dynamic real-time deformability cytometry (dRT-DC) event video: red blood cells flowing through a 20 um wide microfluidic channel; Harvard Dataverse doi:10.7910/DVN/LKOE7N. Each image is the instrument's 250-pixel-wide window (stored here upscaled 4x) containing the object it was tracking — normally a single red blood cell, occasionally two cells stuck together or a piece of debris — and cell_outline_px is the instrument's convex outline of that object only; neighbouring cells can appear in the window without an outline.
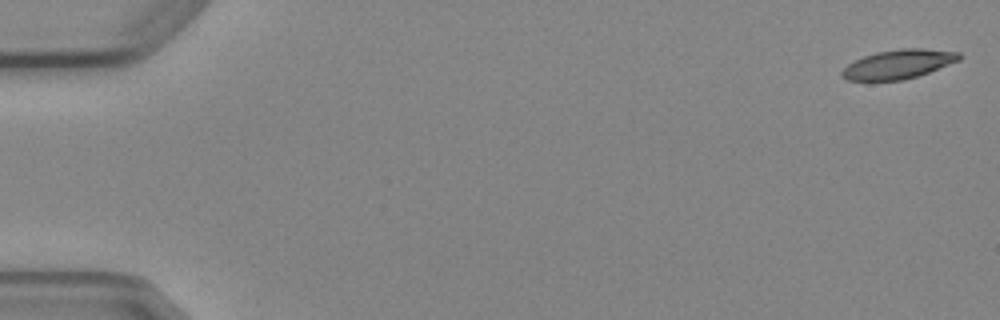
{"species": "Egyptian fruit bat (a non-hibernating species)", "species_latin": "Rousettus aegyptiacus", "temperature_condition": "cold", "stored_images_in_passage": 5, "camera_frame_rate_fps": 3000, "um_per_image_px": 0.085, "animal": {"sex": "female"}, "frame": {"image": 1, "passage_image": 1, "time_ms": 0.0, "image_size_px": [1000, 320], "cell_outline_px": [[960, 60], [928, 72], [904, 80], [848, 80], [840, 76], [840, 72], [848, 64], [864, 56], [876, 52], [900, 48], [924, 48], [960, 52]], "centroid_in_image_um": [76.36, 5.44], "position_along_channel_um": 8.6, "area_um2": 19.77}}
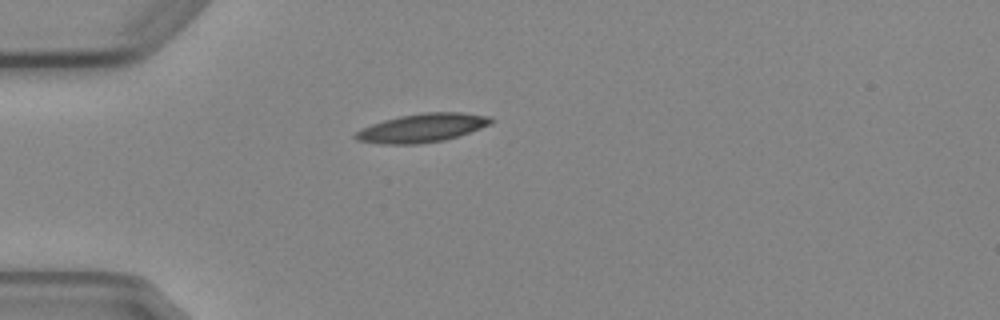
{"frame": {"image": 2, "passage_image": 5, "time_ms": 4.667, "image_size_px": [1000, 320], "cell_outline_px": [[492, 124], [444, 140], [416, 144], [380, 144], [356, 140], [352, 136], [360, 128], [384, 120], [400, 116], [424, 112], [460, 112], [488, 116], [492, 120]], "centroid_in_image_um": [35.83, 10.87], "position_along_channel_um": 49.2, "area_um2": 22.43}}